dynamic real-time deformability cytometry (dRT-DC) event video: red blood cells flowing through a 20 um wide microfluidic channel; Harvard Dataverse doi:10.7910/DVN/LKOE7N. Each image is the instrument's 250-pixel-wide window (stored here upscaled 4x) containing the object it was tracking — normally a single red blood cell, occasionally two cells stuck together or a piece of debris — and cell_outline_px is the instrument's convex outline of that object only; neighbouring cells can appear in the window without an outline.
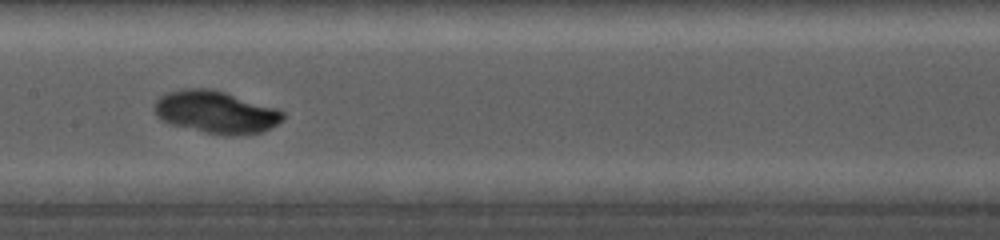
{"species": "common noctule bat (a hibernating species)", "species_latin": "Nyctalus noctula", "temperature_condition": "cold", "stored_images_in_passage": 12, "camera_frame_rate_fps": 5000, "um_per_image_px": 0.085, "animal": {"sex": "female", "body_mass_g": 19.0, "forearm_length_mm": 56.7}, "frame": {"image": 1, "passage_image": 10, "time_ms": 9.0, "image_size_px": [1000, 240], "cell_outline_px": [[284, 120], [260, 132], [232, 136], [224, 136], [204, 132], [172, 124], [160, 120], [156, 116], [152, 108], [156, 100], [164, 92], [184, 88], [212, 88], [276, 108], [284, 112]], "centroid_in_image_um": [18.3, 9.52], "position_along_channel_um": 189.1, "area_um2": 31.96}}
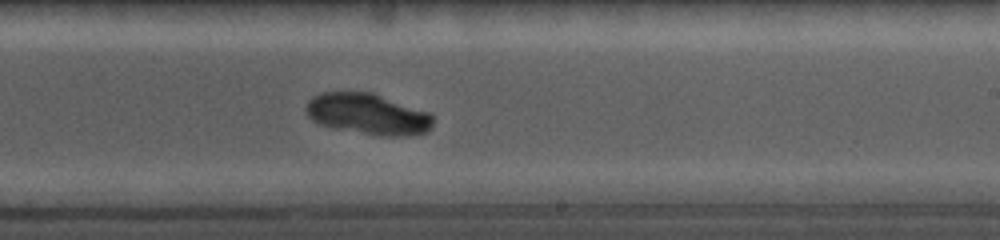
{"frame": {"image": 2, "passage_image": 12, "time_ms": 10.8, "image_size_px": [1000, 240], "cell_outline_px": [[436, 116], [432, 128], [428, 132], [408, 136], [380, 136], [336, 128], [320, 124], [312, 120], [308, 116], [308, 100], [312, 96], [320, 92], [372, 92], [428, 112]], "centroid_in_image_um": [31.33, 9.7], "position_along_channel_um": 257.7, "area_um2": 30.46}}